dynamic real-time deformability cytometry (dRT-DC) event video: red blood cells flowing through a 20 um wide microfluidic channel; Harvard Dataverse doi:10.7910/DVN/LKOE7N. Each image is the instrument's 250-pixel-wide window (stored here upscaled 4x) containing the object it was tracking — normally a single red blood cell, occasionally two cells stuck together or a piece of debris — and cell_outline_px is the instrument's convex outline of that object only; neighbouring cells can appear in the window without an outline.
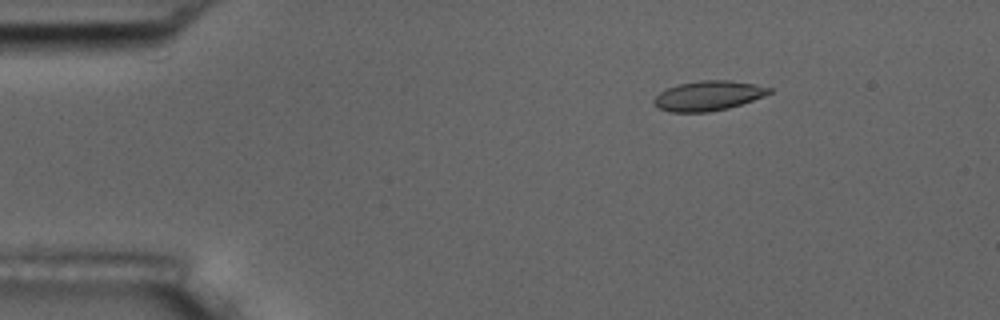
{"species": "common noctule bat (a hibernating species)", "species_latin": "Nyctalus noctula", "temperature_condition": "room temperature", "stored_images_in_passage": 13, "camera_frame_rate_fps": 3000, "um_per_image_px": 0.085, "animal": {"sex": "male", "body_mass_g": 17.5, "forearm_length_mm": 52.3}, "frame": {"image": 1, "passage_image": 3, "time_ms": 0.667, "image_size_px": [1000, 320], "cell_outline_px": [[772, 92], [764, 96], [728, 108], [708, 112], [668, 112], [652, 104], [652, 100], [660, 92], [668, 88], [680, 84], [700, 80], [728, 80], [756, 84], [772, 88]], "centroid_in_image_um": [60.19, 8.14], "position_along_channel_um": 24.8, "area_um2": 19.94}}
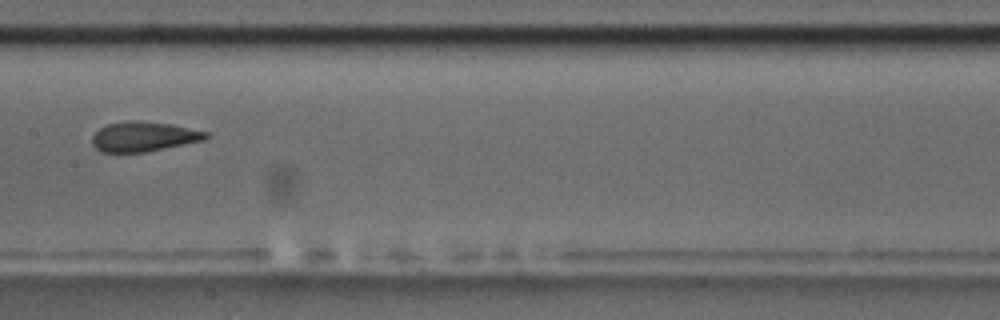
{"frame": {"image": 2, "passage_image": 8, "time_ms": 2.333, "image_size_px": [1000, 320], "cell_outline_px": [[212, 136], [204, 140], [148, 152], [100, 152], [92, 144], [92, 136], [100, 128], [108, 124], [124, 120], [140, 120], [172, 124], [208, 132]], "centroid_in_image_um": [12.24, 11.6], "position_along_channel_um": 195.2, "area_um2": 20.06}}
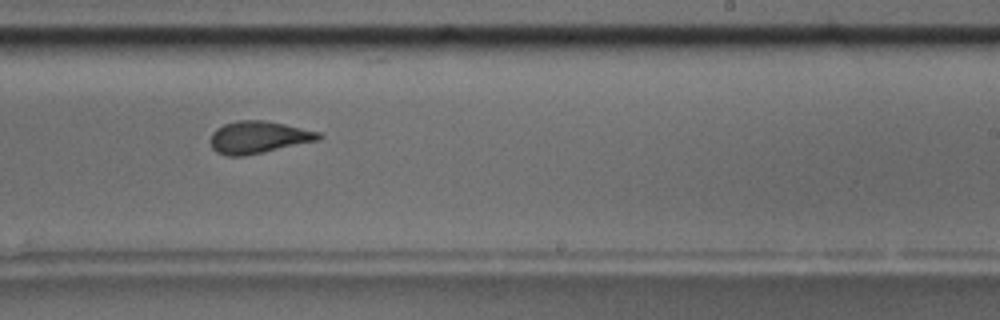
{"frame": {"image": 3, "passage_image": 10, "time_ms": 3.0, "image_size_px": [1000, 320], "cell_outline_px": [[324, 136], [320, 140], [264, 152], [244, 156], [228, 156], [216, 152], [212, 148], [208, 140], [212, 132], [216, 128], [224, 124], [236, 120], [264, 120], [284, 124], [320, 132]], "centroid_in_image_um": [21.94, 11.67], "position_along_channel_um": 267.1, "area_um2": 20.58}}